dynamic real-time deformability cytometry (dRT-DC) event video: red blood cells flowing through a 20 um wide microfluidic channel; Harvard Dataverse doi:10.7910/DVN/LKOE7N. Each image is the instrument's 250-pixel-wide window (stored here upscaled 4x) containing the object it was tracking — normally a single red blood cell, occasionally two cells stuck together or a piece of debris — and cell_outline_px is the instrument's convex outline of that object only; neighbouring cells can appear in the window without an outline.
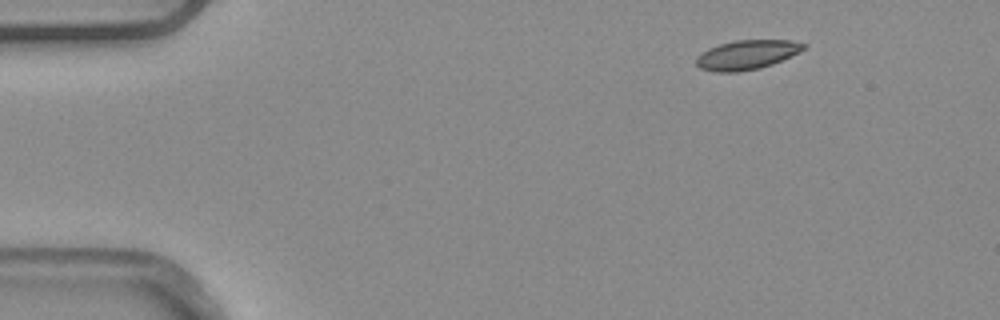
{"species": "common noctule bat (a hibernating species)", "species_latin": "Nyctalus noctula", "temperature_condition": "warm", "stored_images_in_passage": 3, "camera_frame_rate_fps": 3000, "um_per_image_px": 0.085, "animal": {"sex": "male", "body_mass_g": 20.4}, "frame": {"image": 1, "passage_image": 1, "time_ms": 0.0, "image_size_px": [1000, 320], "cell_outline_px": [[804, 48], [800, 52], [772, 64], [760, 68], [736, 72], [716, 72], [700, 68], [696, 64], [696, 56], [700, 52], [708, 48], [720, 44], [736, 40], [788, 40], [804, 44]], "centroid_in_image_um": [63.43, 4.66], "position_along_channel_um": 21.6, "area_um2": 18.26}}
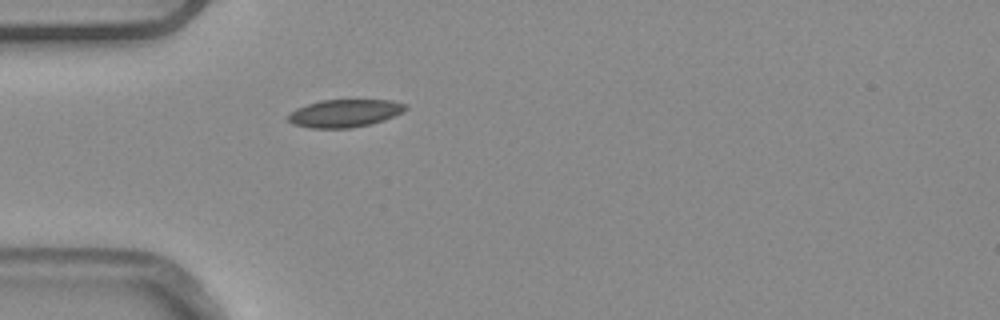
{"frame": {"image": 2, "passage_image": 3, "time_ms": 0.667, "image_size_px": [1000, 320], "cell_outline_px": [[408, 108], [384, 120], [352, 128], [308, 128], [292, 124], [284, 116], [296, 108], [320, 100], [392, 100], [408, 104]], "centroid_in_image_um": [29.24, 9.62], "position_along_channel_um": 55.8, "area_um2": 19.07}}